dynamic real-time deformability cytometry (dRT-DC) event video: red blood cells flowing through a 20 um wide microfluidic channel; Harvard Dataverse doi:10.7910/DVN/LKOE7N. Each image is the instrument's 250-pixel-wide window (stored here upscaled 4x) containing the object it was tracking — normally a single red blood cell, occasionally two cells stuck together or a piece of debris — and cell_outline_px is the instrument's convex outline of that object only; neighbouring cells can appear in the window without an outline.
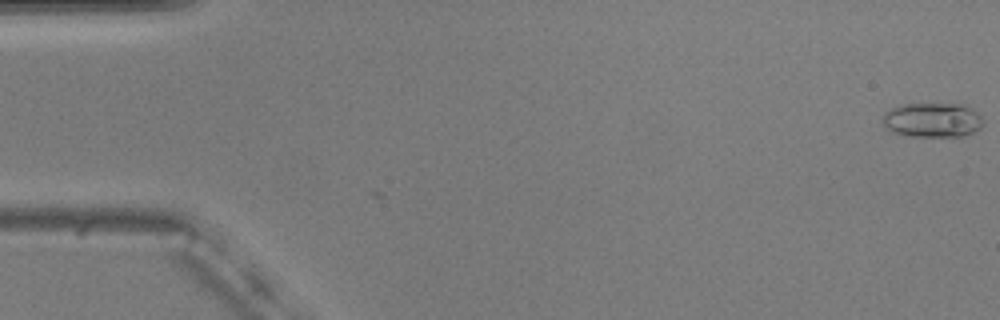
{"species": "common noctule bat (a hibernating species)", "species_latin": "Nyctalus noctula", "temperature_condition": "warm", "stored_images_in_passage": 31, "camera_frame_rate_fps": 3000, "um_per_image_px": 0.085, "animal": {"sex": "male", "body_mass_g": 20.5, "forearm_length_mm": 52.5}, "frame": {"image": 1, "passage_image": 1, "time_ms": 0.0, "image_size_px": [1000, 320], "cell_outline_px": [[984, 124], [980, 128], [972, 132], [960, 136], [908, 136], [892, 132], [884, 124], [884, 112], [892, 108], [904, 104], [968, 104], [984, 120]], "centroid_in_image_um": [79.29, 10.19], "position_along_channel_um": 5.7, "area_um2": 20.17}}
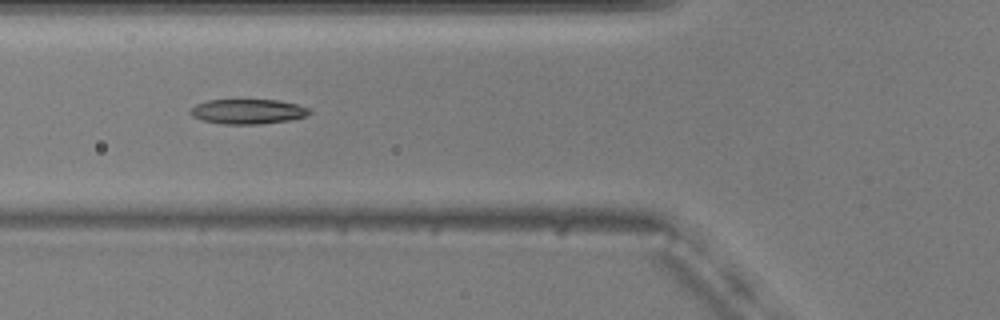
{"frame": {"image": 2, "passage_image": 21, "time_ms": 6.667, "image_size_px": [1000, 320], "cell_outline_px": [[312, 112], [308, 116], [292, 120], [260, 124], [224, 124], [204, 120], [192, 116], [188, 112], [196, 104], [208, 100], [280, 100], [296, 104], [308, 108]], "centroid_in_image_um": [21.11, 9.48], "position_along_channel_um": 104.7, "area_um2": 17.28}}
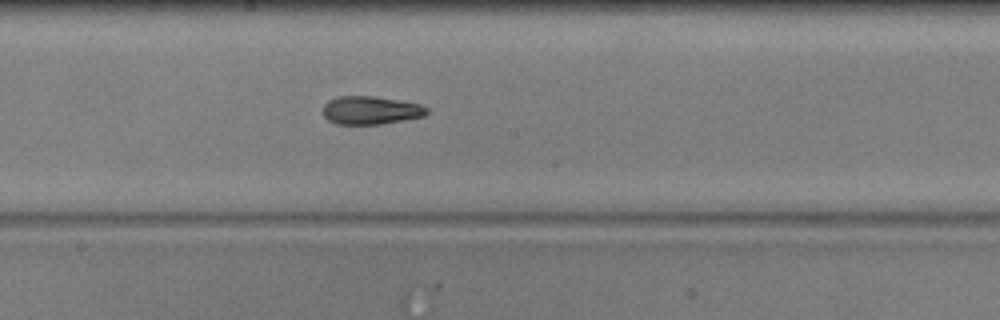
{"frame": {"image": 3, "passage_image": 30, "time_ms": 9.667, "image_size_px": [1000, 320], "cell_outline_px": [[428, 112], [424, 116], [404, 120], [380, 124], [336, 124], [328, 120], [324, 116], [324, 104], [328, 100], [336, 96], [372, 96], [420, 104], [428, 108]], "centroid_in_image_um": [31.49, 9.37], "position_along_channel_um": 216.7, "area_um2": 16.99}}